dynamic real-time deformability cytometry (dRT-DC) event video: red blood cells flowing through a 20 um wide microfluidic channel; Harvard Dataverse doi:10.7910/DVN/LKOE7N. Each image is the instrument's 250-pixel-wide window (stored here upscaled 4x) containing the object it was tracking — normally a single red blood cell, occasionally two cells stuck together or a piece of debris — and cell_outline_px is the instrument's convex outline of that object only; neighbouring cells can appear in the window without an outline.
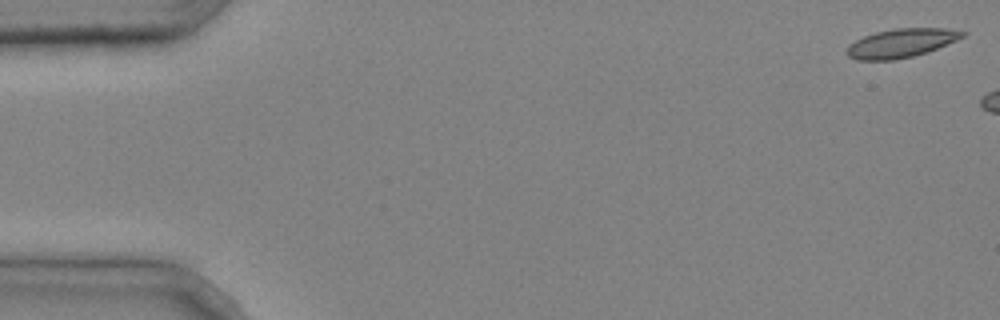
{"species": "common noctule bat (a hibernating species)", "species_latin": "Nyctalus noctula", "temperature_condition": "cold", "stored_images_in_passage": 3, "camera_frame_rate_fps": 3000, "um_per_image_px": 0.085, "animal": {"sex": "male", "body_mass_g": 20.4}, "frame": {"image": 1, "passage_image": 1, "time_ms": 0.0, "image_size_px": [1000, 320], "cell_outline_px": [[968, 32], [964, 36], [956, 40], [928, 52], [896, 60], [856, 60], [848, 56], [848, 44], [864, 36], [876, 32], [896, 28], [948, 28]], "centroid_in_image_um": [76.62, 3.66], "position_along_channel_um": 8.4, "area_um2": 19.36}}